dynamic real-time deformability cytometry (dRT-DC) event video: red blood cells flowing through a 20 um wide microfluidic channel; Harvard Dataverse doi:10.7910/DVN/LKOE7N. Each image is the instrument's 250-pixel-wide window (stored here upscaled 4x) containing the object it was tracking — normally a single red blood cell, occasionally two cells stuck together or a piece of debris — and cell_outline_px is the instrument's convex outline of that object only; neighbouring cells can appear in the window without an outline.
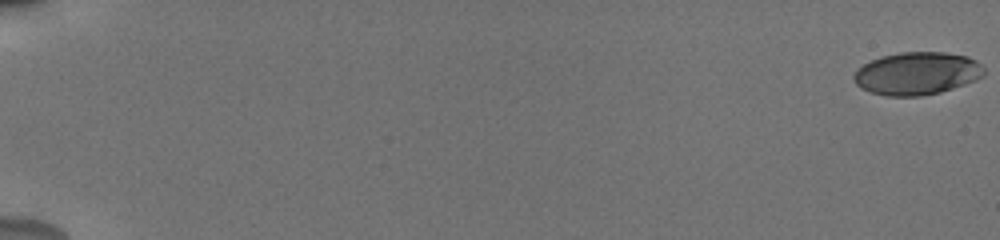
{"species": "human", "species_latin": "Homo sapiens", "temperature_condition": "cold", "stored_images_in_passage": 57, "camera_frame_rate_fps": 3000, "um_per_image_px": 0.085, "donor": {"sex": "male"}, "frame": {"image": 1, "passage_image": 1, "time_ms": 0.0, "image_size_px": [1000, 240], "cell_outline_px": [[984, 76], [976, 80], [940, 92], [920, 96], [884, 96], [860, 88], [856, 84], [852, 76], [856, 68], [880, 56], [900, 52], [944, 52], [968, 56], [976, 60], [984, 68]], "centroid_in_image_um": [77.92, 6.24], "position_along_channel_um": 7.1, "area_um2": 32.6}}
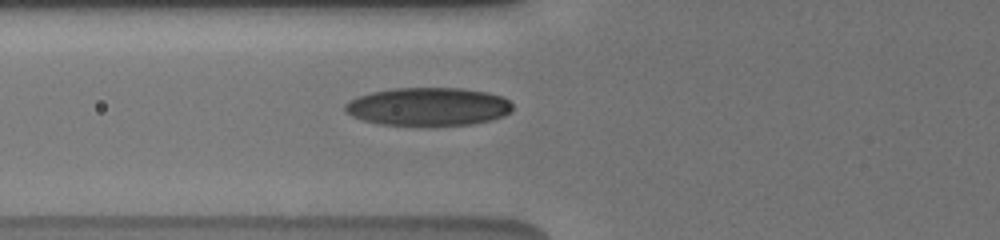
{"frame": {"image": 2, "passage_image": 24, "time_ms": 7.667, "image_size_px": [1000, 240], "cell_outline_px": [[512, 112], [504, 116], [492, 120], [472, 124], [380, 124], [364, 120], [352, 116], [344, 112], [344, 104], [360, 96], [372, 92], [396, 88], [460, 88], [488, 92], [504, 96], [512, 104]], "centroid_in_image_um": [36.45, 9.05], "position_along_channel_um": 89.4, "area_um2": 36.93}}
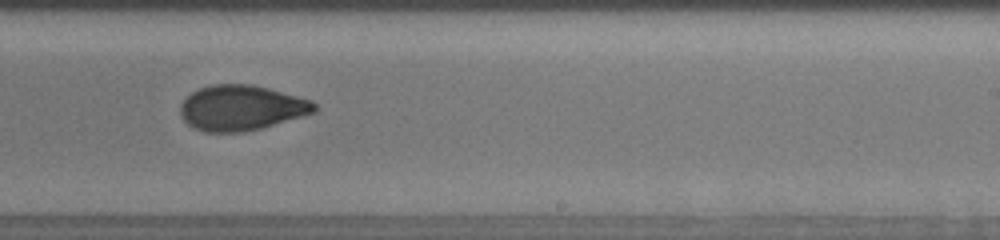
{"frame": {"image": 3, "passage_image": 38, "time_ms": 12.333, "image_size_px": [1000, 240], "cell_outline_px": [[316, 112], [260, 128], [244, 132], [204, 132], [192, 128], [180, 116], [180, 104], [192, 92], [200, 88], [212, 84], [252, 84], [268, 88], [312, 100], [316, 104]], "centroid_in_image_um": [20.49, 9.17], "position_along_channel_um": 268.5, "area_um2": 35.37}, "authors_computed_cell_mechanics": {"area_um2": 34.3332, "velocity_mm_per_s": 3.836, "shape_relaxation_time_tau1_ms": 4.2508, "shape_relaxation_time_tau2_ms": 1.9431, "deformation_change_tau1": 0.1697, "deformation_change_tau2": 0.0682}}